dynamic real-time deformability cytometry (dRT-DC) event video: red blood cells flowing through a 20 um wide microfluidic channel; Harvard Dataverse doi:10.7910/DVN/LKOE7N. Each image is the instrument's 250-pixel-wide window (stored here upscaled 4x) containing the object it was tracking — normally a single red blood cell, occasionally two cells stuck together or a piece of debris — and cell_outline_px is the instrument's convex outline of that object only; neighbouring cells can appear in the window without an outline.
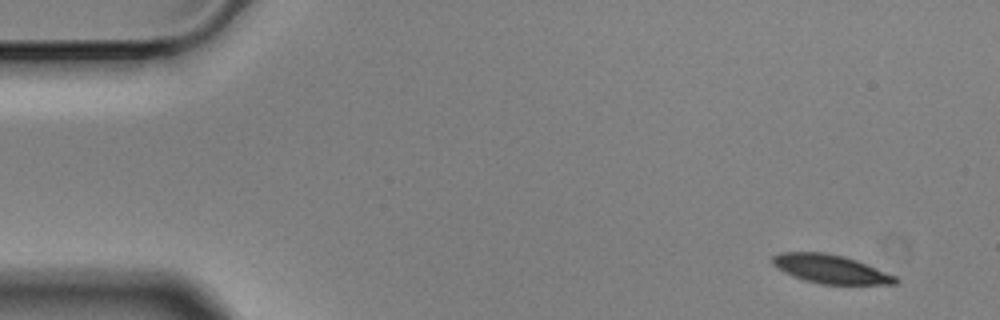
{"species": "Egyptian fruit bat (a non-hibernating species)", "species_latin": "Rousettus aegyptiacus", "temperature_condition": "cold", "stored_images_in_passage": 6, "camera_frame_rate_fps": 3000, "um_per_image_px": 0.085, "animal": {"sex": "male"}, "frame": {"image": 1, "passage_image": 1, "time_ms": 0.0, "image_size_px": [1000, 320], "cell_outline_px": [[900, 280], [896, 284], [820, 284], [804, 280], [784, 272], [776, 268], [772, 264], [772, 256], [780, 252], [824, 252], [844, 256], [868, 264], [896, 276]], "centroid_in_image_um": [70.6, 22.86], "position_along_channel_um": 14.4, "area_um2": 20.63}}
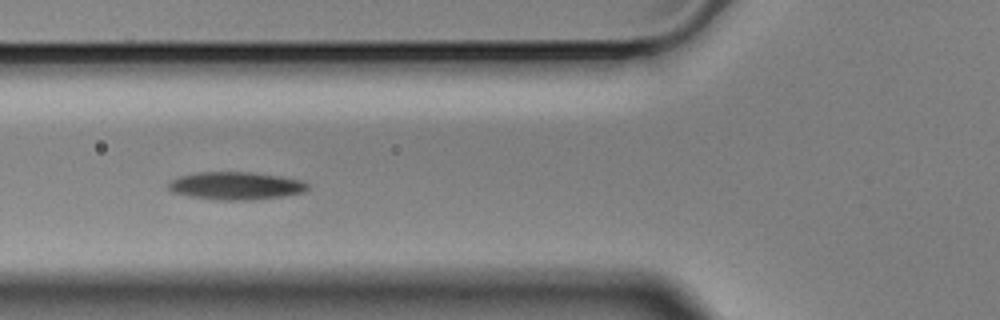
{"frame": {"image": 2, "passage_image": 5, "time_ms": 1.333, "image_size_px": [1000, 320], "cell_outline_px": [[308, 188], [304, 192], [280, 196], [252, 200], [216, 200], [188, 196], [172, 192], [168, 188], [168, 180], [180, 176], [196, 172], [252, 172], [280, 176], [300, 180], [308, 184]], "centroid_in_image_um": [19.98, 15.79], "position_along_channel_um": 105.8, "area_um2": 22.6}}
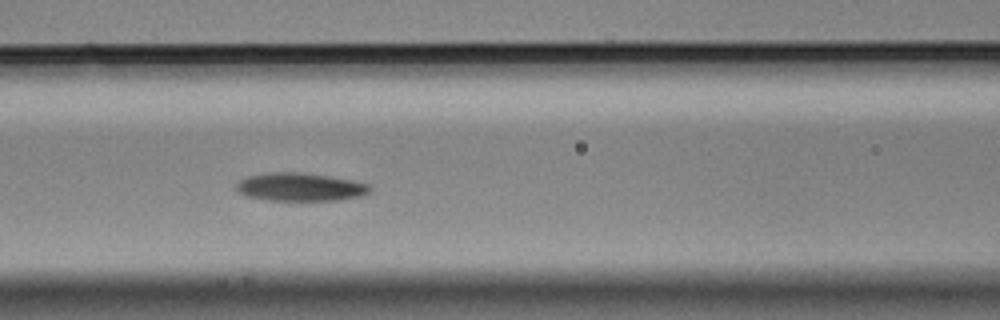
{"frame": {"image": 3, "passage_image": 6, "time_ms": 1.667, "image_size_px": [1000, 320], "cell_outline_px": [[372, 188], [368, 192], [360, 196], [336, 200], [268, 200], [248, 196], [240, 192], [236, 188], [236, 184], [240, 180], [248, 176], [268, 172], [300, 172], [328, 176], [352, 180], [368, 184]], "centroid_in_image_um": [25.51, 15.88], "position_along_channel_um": 141.1, "area_um2": 21.68}}